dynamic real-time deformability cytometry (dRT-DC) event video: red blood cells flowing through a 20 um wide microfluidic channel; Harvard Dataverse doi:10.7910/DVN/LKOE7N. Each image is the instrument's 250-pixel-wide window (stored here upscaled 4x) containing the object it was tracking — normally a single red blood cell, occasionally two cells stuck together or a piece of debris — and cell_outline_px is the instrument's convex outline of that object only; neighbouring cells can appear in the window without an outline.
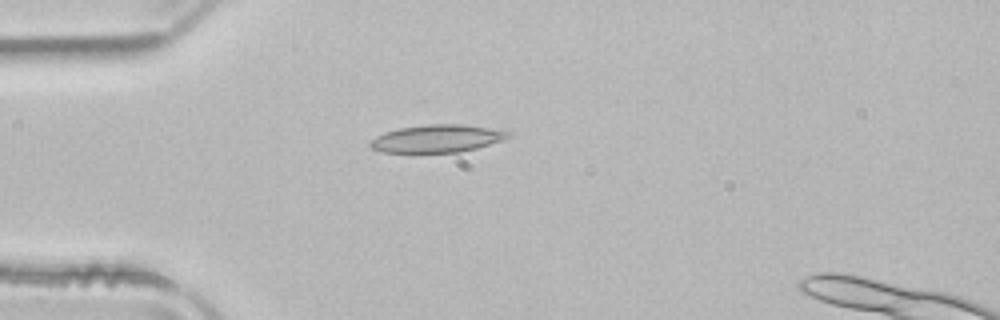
{"species": "common noctule bat (a hibernating species)", "species_latin": "Nyctalus noctula", "temperature_condition": "room temperature", "stored_images_in_passage": 2, "camera_frame_rate_fps": 3000, "um_per_image_px": 0.085, "animal": {"sex": "male", "body_mass_g": 21.5, "forearm_length_mm": 52.0}, "frame": {"image": 1, "passage_image": 2, "time_ms": 0.333, "image_size_px": [1000, 320], "cell_outline_px": [[512, 132], [508, 136], [500, 140], [476, 148], [460, 152], [384, 152], [372, 148], [368, 144], [376, 136], [384, 132], [400, 128], [428, 124], [464, 124]], "centroid_in_image_um": [37.11, 11.77], "position_along_channel_um": 47.9, "area_um2": 21.85}}